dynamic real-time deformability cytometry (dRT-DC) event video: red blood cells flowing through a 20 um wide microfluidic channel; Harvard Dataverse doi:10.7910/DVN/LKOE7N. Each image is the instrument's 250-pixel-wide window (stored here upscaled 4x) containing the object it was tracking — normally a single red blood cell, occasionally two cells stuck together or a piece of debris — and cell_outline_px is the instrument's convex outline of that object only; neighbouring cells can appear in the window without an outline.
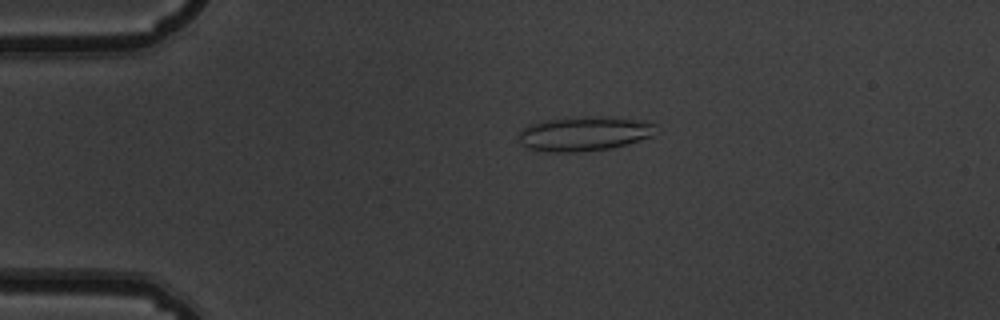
{"species": "common noctule bat (a hibernating species)", "species_latin": "Nyctalus noctula", "temperature_condition": "warm", "stored_images_in_passage": 54, "camera_frame_rate_fps": 3000, "um_per_image_px": 0.085, "animal": {"sex": "male", "body_mass_g": 19.5, "forearm_length_mm": 54.6}, "frame": {"image": 1, "passage_image": 12, "time_ms": 3.667, "image_size_px": [1000, 320], "cell_outline_px": [[656, 124], [652, 136], [628, 144], [612, 148], [576, 152], [548, 152], [528, 148], [520, 144], [520, 128], [528, 124], [540, 120], [584, 116], [600, 116], [644, 120]], "centroid_in_image_um": [49.63, 11.35], "position_along_channel_um": 35.4, "area_um2": 27.92}}
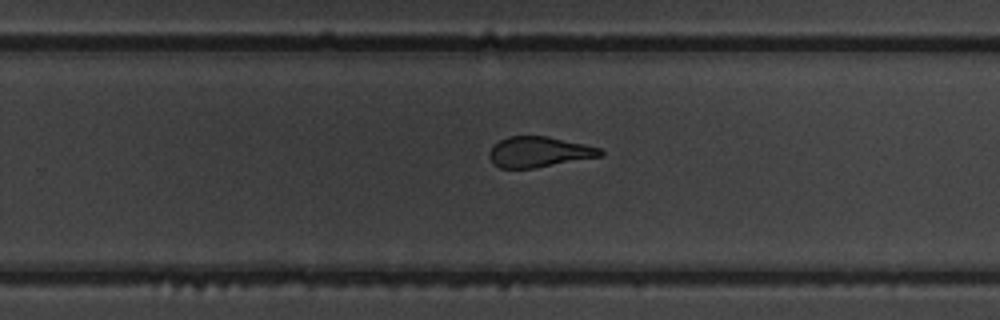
{"frame": {"image": 2, "passage_image": 35, "time_ms": 11.333, "image_size_px": [1000, 320], "cell_outline_px": [[604, 152], [600, 156], [536, 168], [500, 168], [492, 164], [488, 156], [488, 152], [500, 140], [508, 136], [548, 136], [584, 144], [600, 148]], "centroid_in_image_um": [45.78, 12.92], "position_along_channel_um": 284.0, "area_um2": 19.71}}
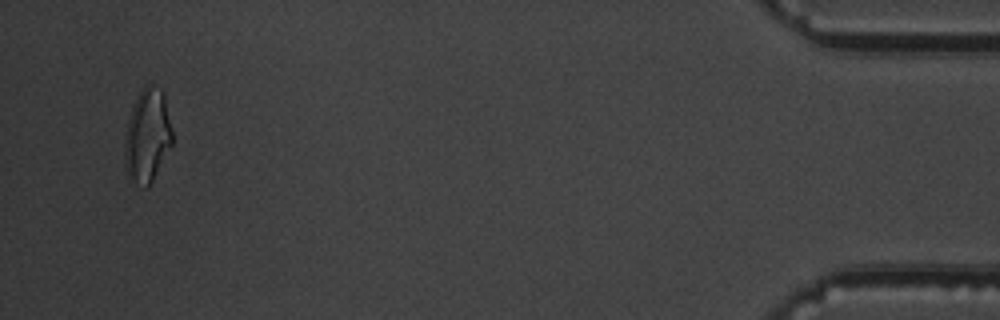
{"frame": {"image": 3, "passage_image": 52, "time_ms": 17.0, "image_size_px": [1000, 320], "cell_outline_px": [[172, 144], [152, 180], [144, 188], [128, 172], [124, 164], [124, 140], [128, 120], [132, 108], [144, 84], [152, 84], [160, 88], [164, 92], [172, 132]], "centroid_in_image_um": [12.53, 11.46], "position_along_channel_um": 422.7, "area_um2": 25.43}, "authors_computed_cell_mechanics": {"area_um2": 22.1663, "velocity_mm_per_s": 3.8042, "shape_relaxation_time_tau1_ms": 6.3121, "shape_relaxation_time_tau2_ms": 1.5336, "deformation_change_tau1": 0.2063, "deformation_change_tau2": 0.1224}}